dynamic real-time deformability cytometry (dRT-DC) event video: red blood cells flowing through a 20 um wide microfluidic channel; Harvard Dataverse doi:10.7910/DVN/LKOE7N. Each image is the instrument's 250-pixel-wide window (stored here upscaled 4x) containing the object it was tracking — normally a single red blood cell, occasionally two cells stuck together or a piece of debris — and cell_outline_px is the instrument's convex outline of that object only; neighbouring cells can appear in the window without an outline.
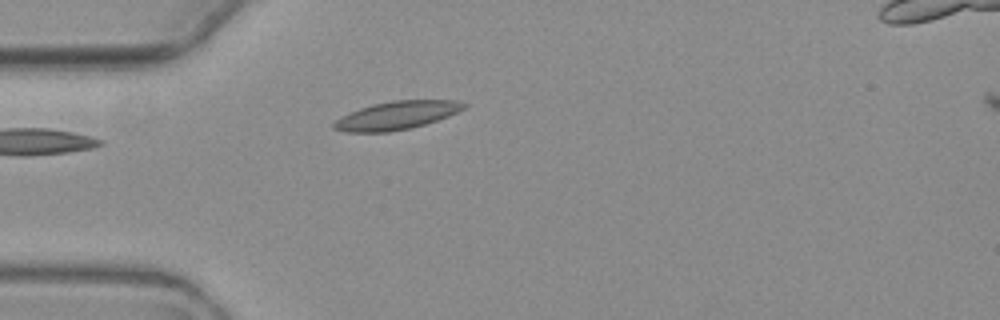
{"species": "common noctule bat (a hibernating species)", "species_latin": "Nyctalus noctula", "temperature_condition": "warm", "stored_images_in_passage": 2, "camera_frame_rate_fps": 3000, "um_per_image_px": 0.085, "animal": {"sex": "female", "body_mass_g": 19.3, "forearm_length_mm": 54.1}, "frame": {"image": 1, "passage_image": 1, "time_ms": 0.0, "image_size_px": [1000, 320], "cell_outline_px": [[468, 104], [464, 108], [448, 116], [424, 124], [408, 128], [388, 132], [348, 132], [332, 128], [332, 124], [340, 116], [360, 108], [372, 104], [392, 100], [456, 100]], "centroid_in_image_um": [33.68, 9.8], "position_along_channel_um": 51.3, "area_um2": 21.21}}